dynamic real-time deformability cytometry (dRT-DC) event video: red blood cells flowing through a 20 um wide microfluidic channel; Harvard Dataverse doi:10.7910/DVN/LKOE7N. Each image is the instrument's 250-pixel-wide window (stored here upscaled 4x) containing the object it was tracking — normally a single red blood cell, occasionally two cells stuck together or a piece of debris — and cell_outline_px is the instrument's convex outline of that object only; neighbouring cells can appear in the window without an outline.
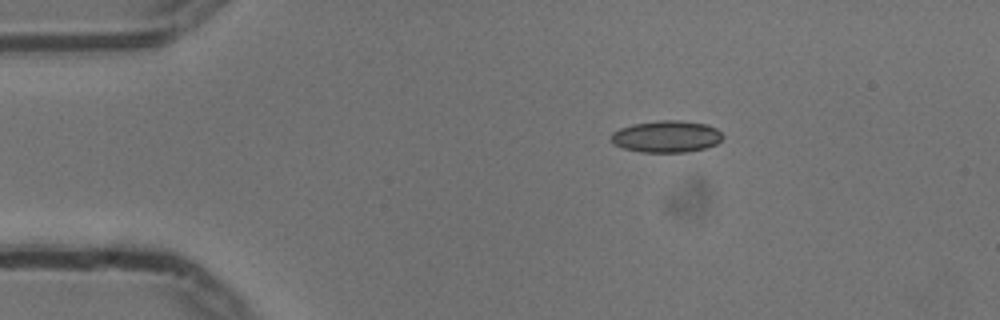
{"species": "common noctule bat (a hibernating species)", "species_latin": "Nyctalus noctula", "temperature_condition": "cold", "stored_images_in_passage": 46, "camera_frame_rate_fps": 3000, "um_per_image_px": 0.085, "animal": {"sex": "male", "body_mass_g": 13.3}, "frame": {"image": 1, "passage_image": 1, "time_ms": 0.0, "image_size_px": [1000, 320], "cell_outline_px": [[724, 136], [716, 144], [704, 148], [688, 152], [640, 152], [624, 148], [612, 144], [612, 132], [620, 128], [632, 124], [656, 120], [680, 120], [708, 124], [716, 128]], "centroid_in_image_um": [56.65, 11.59], "position_along_channel_um": 28.4, "area_um2": 20.81}}
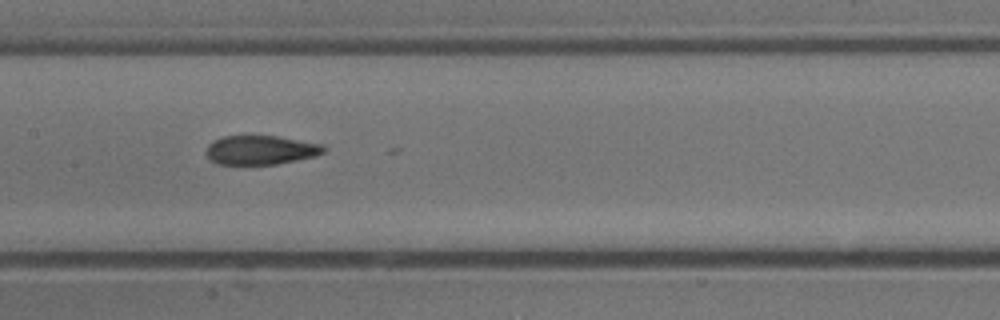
{"frame": {"image": 2, "passage_image": 18, "time_ms": 5.667, "image_size_px": [1000, 320], "cell_outline_px": [[328, 148], [324, 152], [316, 156], [276, 164], [216, 164], [204, 152], [208, 144], [212, 140], [224, 136], [276, 136], [324, 144]], "centroid_in_image_um": [22.17, 12.74], "position_along_channel_um": 185.2, "area_um2": 20.06}}
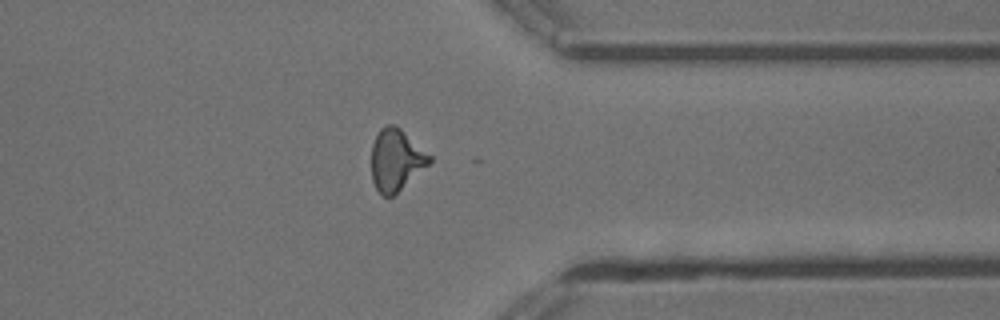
{"frame": {"image": 3, "passage_image": 34, "time_ms": 11.0, "image_size_px": [1000, 320], "cell_outline_px": [[432, 160], [428, 164], [392, 196], [384, 196], [376, 188], [372, 180], [372, 144], [380, 128], [388, 124], [396, 124], [432, 156]], "centroid_in_image_um": [33.65, 13.55], "position_along_channel_um": 377.7, "area_um2": 20.52}}